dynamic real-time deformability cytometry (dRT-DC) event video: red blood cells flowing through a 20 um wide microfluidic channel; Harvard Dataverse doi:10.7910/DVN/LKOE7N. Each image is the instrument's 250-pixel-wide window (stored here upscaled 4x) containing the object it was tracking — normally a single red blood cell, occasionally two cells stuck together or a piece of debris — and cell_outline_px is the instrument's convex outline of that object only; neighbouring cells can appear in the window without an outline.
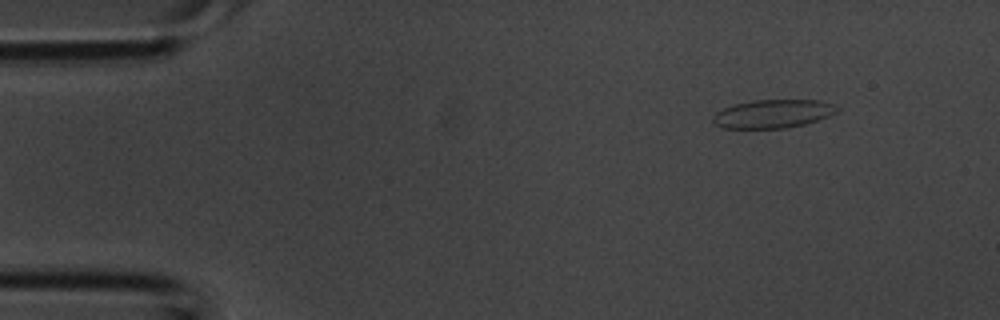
{"species": "common noctule bat (a hibernating species)", "species_latin": "Nyctalus noctula", "temperature_condition": "room temperature", "stored_images_in_passage": 5, "camera_frame_rate_fps": 3000, "um_per_image_px": 0.085, "animal": {"sex": "male", "body_mass_g": 20.1, "forearm_length_mm": 53.5}, "frame": {"image": 1, "passage_image": 2, "time_ms": 0.333, "image_size_px": [1000, 320], "cell_outline_px": [[840, 108], [836, 112], [828, 116], [804, 124], [784, 128], [720, 128], [712, 120], [712, 116], [716, 112], [732, 104], [752, 100], [820, 100], [832, 104]], "centroid_in_image_um": [65.66, 9.66], "position_along_channel_um": 19.3, "area_um2": 20.52}}
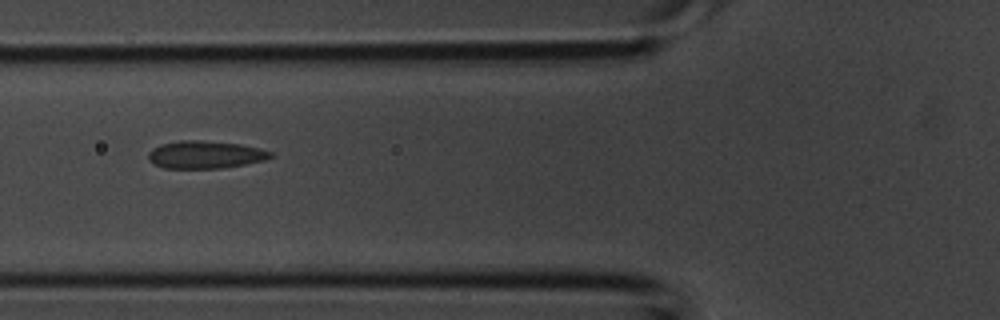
{"frame": {"image": 2, "passage_image": 5, "time_ms": 1.333, "image_size_px": [1000, 320], "cell_outline_px": [[272, 156], [264, 160], [244, 164], [220, 168], [164, 168], [152, 164], [148, 160], [148, 152], [152, 148], [160, 144], [180, 140], [200, 140], [240, 144], [272, 152]], "centroid_in_image_um": [17.36, 13.14], "position_along_channel_um": 108.4, "area_um2": 19.59}}